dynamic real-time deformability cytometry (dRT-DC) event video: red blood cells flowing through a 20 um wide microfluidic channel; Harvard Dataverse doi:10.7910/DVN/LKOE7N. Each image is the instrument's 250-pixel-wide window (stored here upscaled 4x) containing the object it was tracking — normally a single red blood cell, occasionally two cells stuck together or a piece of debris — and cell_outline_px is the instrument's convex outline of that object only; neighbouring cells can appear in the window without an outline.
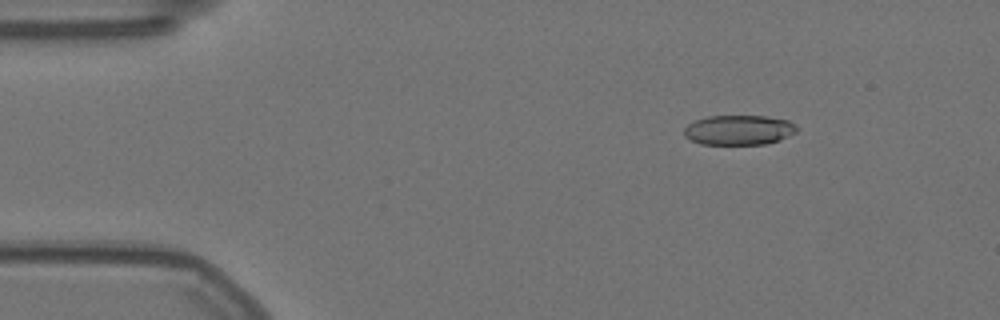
{"species": "Egyptian fruit bat (a non-hibernating species)", "species_latin": "Rousettus aegyptiacus", "temperature_condition": "warm", "stored_images_in_passage": 56, "camera_frame_rate_fps": 3000, "um_per_image_px": 0.085, "animal": {"sex": "female"}, "frame": {"image": 1, "passage_image": 7, "time_ms": 2.0, "image_size_px": [1000, 320], "cell_outline_px": [[796, 132], [788, 136], [764, 144], [700, 144], [688, 140], [684, 136], [684, 128], [688, 124], [696, 120], [708, 116], [764, 116], [788, 120], [796, 124]], "centroid_in_image_um": [62.76, 11.05], "position_along_channel_um": 22.2, "area_um2": 19.54}}
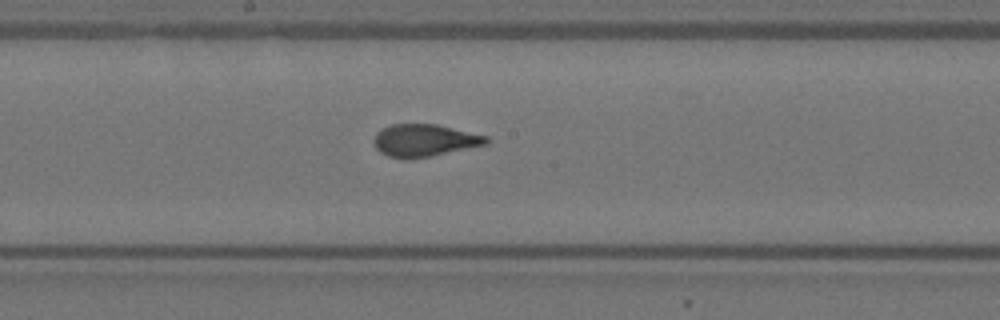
{"frame": {"image": 2, "passage_image": 29, "time_ms": 9.333, "image_size_px": [1000, 320], "cell_outline_px": [[488, 144], [428, 156], [388, 156], [380, 152], [376, 148], [372, 140], [376, 132], [392, 124], [436, 124], [488, 136]], "centroid_in_image_um": [36.08, 11.89], "position_along_channel_um": 212.1, "area_um2": 20.52}}
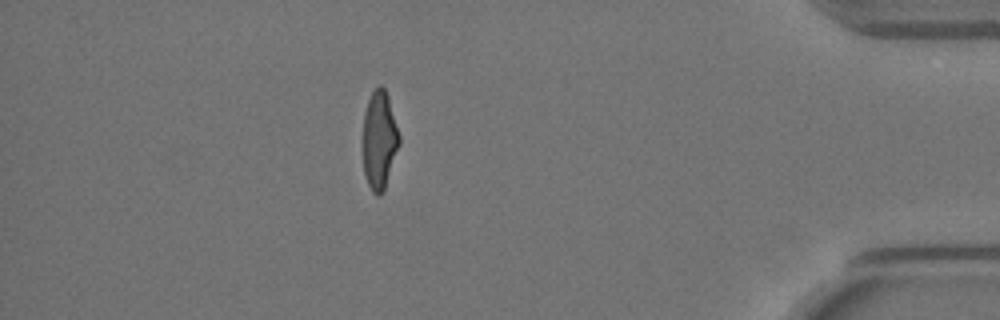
{"frame": {"image": 3, "passage_image": 49, "time_ms": 16.0, "image_size_px": [1000, 320], "cell_outline_px": [[400, 144], [384, 192], [380, 196], [376, 196], [372, 192], [368, 184], [364, 172], [360, 144], [364, 112], [368, 100], [372, 92], [380, 84], [384, 88], [388, 96], [400, 136]], "centroid_in_image_um": [32.21, 11.95], "position_along_channel_um": 403.0, "area_um2": 21.62}, "authors_computed_cell_mechanics": {"area_um2": 21.3571, "velocity_mm_per_s": 3.5664, "shape_relaxation_time_tau1_ms": 8.0493, "shape_relaxation_time_tau2_ms": 0.9371, "deformation_change_tau1": 0.2416, "deformation_change_tau2": 0.0606}}